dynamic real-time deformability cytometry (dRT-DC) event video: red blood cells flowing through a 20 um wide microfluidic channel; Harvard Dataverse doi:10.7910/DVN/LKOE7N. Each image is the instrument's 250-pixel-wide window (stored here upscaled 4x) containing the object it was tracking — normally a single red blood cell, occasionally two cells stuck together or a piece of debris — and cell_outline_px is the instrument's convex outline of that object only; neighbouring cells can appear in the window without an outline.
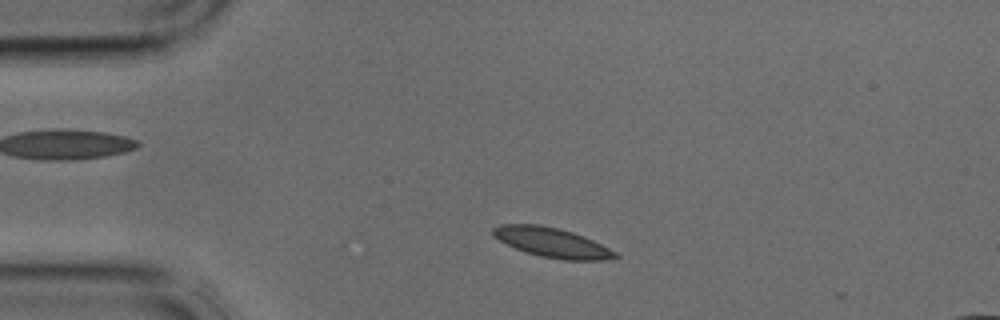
{"species": "common noctule bat (a hibernating species)", "species_latin": "Nyctalus noctula", "temperature_condition": "cold", "stored_images_in_passage": 5, "camera_frame_rate_fps": 3000, "um_per_image_px": 0.085, "animal": {"sex": "male", "body_mass_g": 17.9, "forearm_length_mm": 54.2}, "frame": {"image": 1, "passage_image": 4, "time_ms": 1.0, "image_size_px": [1000, 320], "cell_outline_px": [[620, 256], [604, 260], [564, 260], [540, 256], [524, 252], [500, 240], [492, 232], [492, 228], [500, 224], [536, 224], [556, 228], [572, 232], [584, 236], [616, 252]], "centroid_in_image_um": [46.92, 20.62], "position_along_channel_um": 38.1, "area_um2": 20.75}}